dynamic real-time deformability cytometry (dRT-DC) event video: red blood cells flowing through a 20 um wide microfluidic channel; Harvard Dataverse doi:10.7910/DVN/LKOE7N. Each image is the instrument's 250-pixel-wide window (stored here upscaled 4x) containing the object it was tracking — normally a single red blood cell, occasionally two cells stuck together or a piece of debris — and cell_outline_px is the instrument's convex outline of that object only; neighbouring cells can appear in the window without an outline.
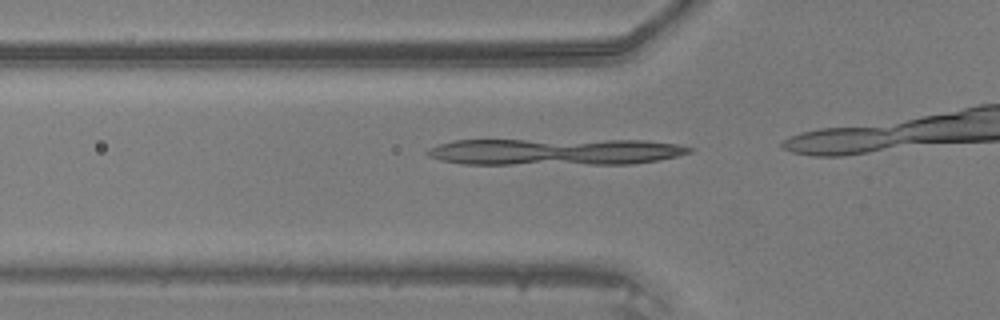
{"species": "common noctule bat (a hibernating species)", "species_latin": "Nyctalus noctula", "temperature_condition": "warm", "stored_images_in_passage": 14, "camera_frame_rate_fps": 3000, "um_per_image_px": 0.085, "animal": {"sex": "male", "body_mass_g": 20.5, "forearm_length_mm": 52.5}, "frame": {"image": 1, "passage_image": 12, "time_ms": 3.667, "image_size_px": [1000, 320], "cell_outline_px": [[692, 152], [676, 156], [656, 160], [632, 164], [464, 164], [440, 160], [428, 156], [424, 152], [440, 144], [452, 140], [640, 140], [676, 144], [692, 148]], "centroid_in_image_um": [47.14, 12.9], "position_along_channel_um": 78.7, "area_um2": 40.63}}